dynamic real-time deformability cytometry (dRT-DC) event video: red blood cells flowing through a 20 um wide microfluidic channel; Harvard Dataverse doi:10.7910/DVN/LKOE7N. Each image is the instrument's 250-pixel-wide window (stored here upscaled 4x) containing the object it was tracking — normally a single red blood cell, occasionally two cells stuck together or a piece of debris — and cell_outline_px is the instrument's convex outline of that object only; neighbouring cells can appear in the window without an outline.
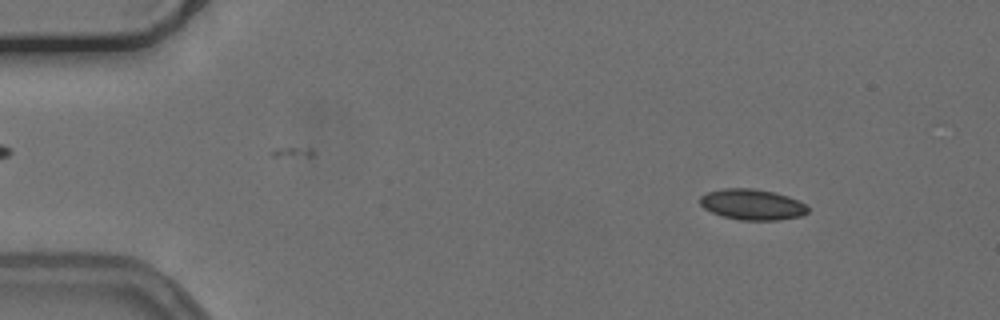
{"species": "common noctule bat (a hibernating species)", "species_latin": "Nyctalus noctula", "temperature_condition": "cold", "stored_images_in_passage": 19, "camera_frame_rate_fps": 3000, "um_per_image_px": 0.085, "animal": {"sex": "female", "body_mass_g": 24.6, "forearm_length_mm": 56.2}, "frame": {"image": 1, "passage_image": 6, "time_ms": 1.667, "image_size_px": [1000, 320], "cell_outline_px": [[808, 212], [800, 216], [780, 220], [740, 220], [724, 216], [712, 212], [704, 208], [700, 204], [700, 196], [708, 192], [724, 188], [752, 188], [772, 192], [788, 196], [800, 200], [808, 204]], "centroid_in_image_um": [63.97, 17.38], "position_along_channel_um": 21.0, "area_um2": 19.36}}
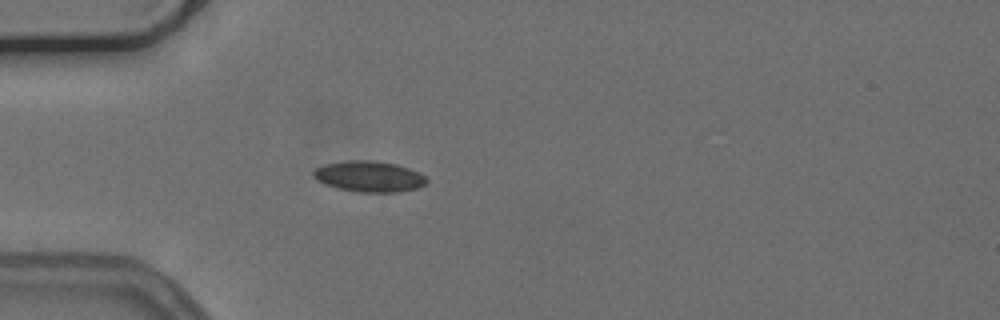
{"frame": {"image": 2, "passage_image": 15, "time_ms": 4.667, "image_size_px": [1000, 320], "cell_outline_px": [[428, 184], [416, 188], [396, 192], [356, 192], [336, 188], [324, 184], [316, 180], [312, 176], [312, 172], [316, 168], [324, 164], [348, 160], [372, 160], [396, 164], [420, 172], [428, 180]], "centroid_in_image_um": [31.35, 15.0], "position_along_channel_um": 53.6, "area_um2": 20.58}}